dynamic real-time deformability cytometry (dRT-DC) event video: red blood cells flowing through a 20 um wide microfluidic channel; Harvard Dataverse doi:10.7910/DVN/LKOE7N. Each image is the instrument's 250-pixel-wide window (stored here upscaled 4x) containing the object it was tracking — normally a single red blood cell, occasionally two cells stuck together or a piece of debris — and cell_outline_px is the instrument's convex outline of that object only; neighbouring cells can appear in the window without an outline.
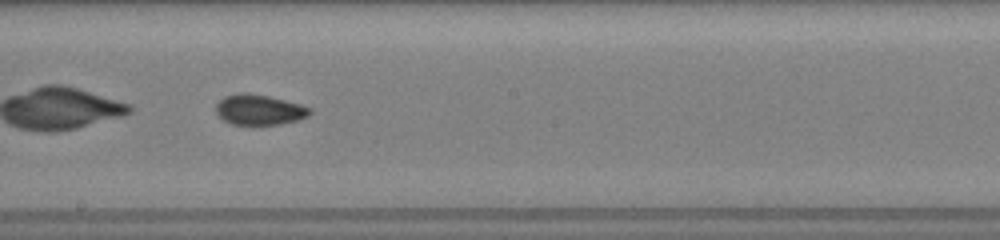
{"species": "common noctule bat (a hibernating species)", "species_latin": "Nyctalus noctula", "temperature_condition": "room temperature", "stored_images_in_passage": 39, "camera_frame_rate_fps": 3000, "um_per_image_px": 0.085, "animal": {"sex": "female", "body_mass_g": 19.5, "forearm_length_mm": 54.1}, "frame": {"image": 1, "passage_image": 17, "time_ms": 5.333, "image_size_px": [1000, 240], "cell_outline_px": [[312, 112], [308, 116], [296, 120], [280, 124], [256, 128], [232, 124], [224, 120], [216, 112], [216, 104], [224, 96], [240, 92], [248, 92], [268, 96], [300, 104], [312, 108]], "centroid_in_image_um": [22.03, 9.36], "position_along_channel_um": 226.2, "area_um2": 17.22}}
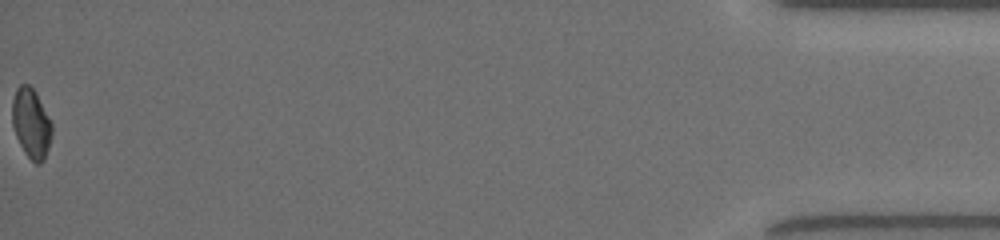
{"frame": {"image": 2, "passage_image": 39, "time_ms": 12.667, "image_size_px": [1000, 240], "cell_outline_px": [[52, 136], [44, 160], [40, 164], [36, 164], [24, 152], [16, 136], [12, 124], [12, 100], [16, 88], [20, 84], [28, 84], [36, 92], [52, 124]], "centroid_in_image_um": [2.64, 10.48], "position_along_channel_um": 432.6, "area_um2": 16.13}, "authors_computed_cell_mechanics": {"area_um2": 16.473, "velocity_mm_per_s": 4.0408, "shape_relaxation_time_tau1_ms": 7.8573, "shape_relaxation_time_tau2_ms": 1.6906, "deformation_change_tau1": 0.1268, "deformation_change_tau2": 0.054}}